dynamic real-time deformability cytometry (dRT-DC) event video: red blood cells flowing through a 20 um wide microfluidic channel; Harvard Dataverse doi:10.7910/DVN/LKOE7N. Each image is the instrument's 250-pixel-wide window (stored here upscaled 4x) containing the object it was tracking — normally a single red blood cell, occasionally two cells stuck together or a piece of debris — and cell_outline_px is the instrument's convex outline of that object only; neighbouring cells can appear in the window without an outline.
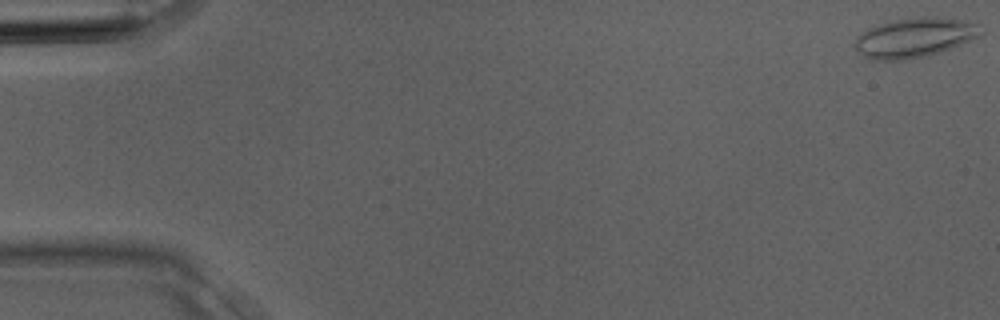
{"species": "Egyptian fruit bat (a non-hibernating species)", "species_latin": "Rousettus aegyptiacus", "temperature_condition": "room temperature", "stored_images_in_passage": 3, "camera_frame_rate_fps": 3000, "um_per_image_px": 0.085, "animal": {"sex": "male"}, "frame": {"image": 1, "passage_image": 1, "time_ms": 0.0, "image_size_px": [1000, 320], "cell_outline_px": [[984, 32], [980, 36], [952, 48], [924, 56], [908, 60], [872, 60], [864, 56], [856, 48], [856, 36], [860, 32], [868, 28], [892, 20], [920, 16], [936, 16], [960, 20], [980, 24]], "centroid_in_image_um": [77.76, 3.18], "position_along_channel_um": 7.2, "area_um2": 29.19}}